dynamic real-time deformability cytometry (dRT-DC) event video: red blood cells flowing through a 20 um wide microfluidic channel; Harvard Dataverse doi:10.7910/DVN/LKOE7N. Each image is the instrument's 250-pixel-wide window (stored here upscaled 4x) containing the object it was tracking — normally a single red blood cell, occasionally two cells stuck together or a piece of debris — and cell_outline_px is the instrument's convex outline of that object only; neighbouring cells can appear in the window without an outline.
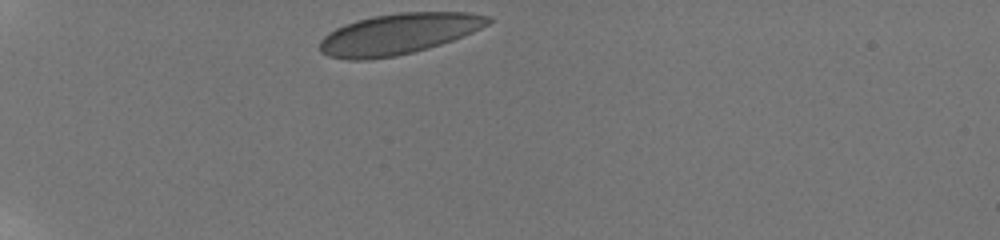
{"species": "human", "species_latin": "Homo sapiens", "temperature_condition": "room temperature", "stored_images_in_passage": 14, "camera_frame_rate_fps": 3000, "um_per_image_px": 0.085, "donor": {"sex": "male"}, "frame": {"image": 1, "passage_image": 1, "time_ms": 0.0, "image_size_px": [1000, 240], "cell_outline_px": [[492, 20], [488, 24], [472, 32], [452, 40], [428, 48], [396, 56], [368, 60], [348, 60], [328, 56], [320, 52], [320, 40], [328, 32], [344, 24], [356, 20], [376, 16], [400, 12], [468, 12], [488, 16]], "centroid_in_image_um": [33.83, 2.89], "position_along_channel_um": 51.2, "area_um2": 39.94}}
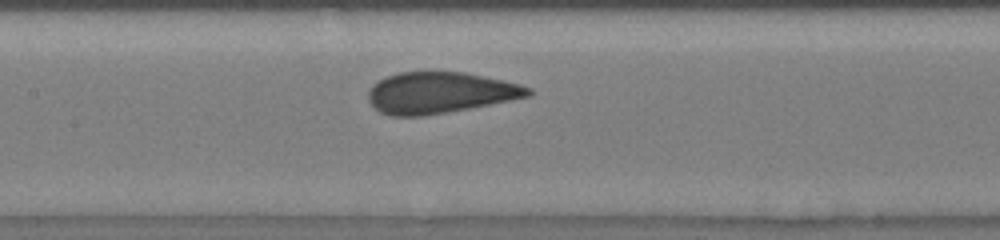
{"frame": {"image": 2, "passage_image": 10, "time_ms": 4.333, "image_size_px": [1000, 240], "cell_outline_px": [[532, 96], [468, 108], [420, 116], [392, 116], [380, 112], [368, 100], [368, 92], [372, 84], [388, 76], [400, 72], [464, 72], [504, 80], [520, 84], [532, 88]], "centroid_in_image_um": [37.41, 7.87], "position_along_channel_um": 170.0, "area_um2": 38.15}}